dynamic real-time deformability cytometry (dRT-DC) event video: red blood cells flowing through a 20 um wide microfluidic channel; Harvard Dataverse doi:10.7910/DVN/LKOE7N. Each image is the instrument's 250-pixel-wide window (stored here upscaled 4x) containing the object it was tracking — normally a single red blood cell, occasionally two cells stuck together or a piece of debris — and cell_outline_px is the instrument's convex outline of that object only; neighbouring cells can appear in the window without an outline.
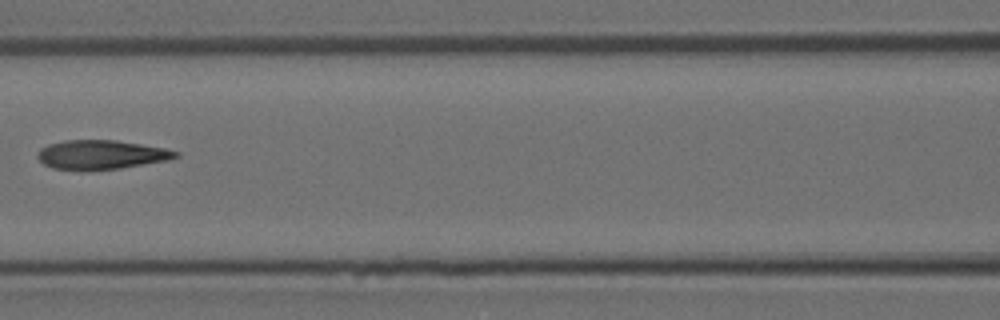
{"species": "Egyptian fruit bat (a non-hibernating species)", "species_latin": "Rousettus aegyptiacus", "temperature_condition": "room temperature", "stored_images_in_passage": 3, "camera_frame_rate_fps": 3000, "um_per_image_px": 0.085, "animal": {"sex": "female"}, "frame": {"image": 1, "passage_image": 3, "time_ms": 2.667, "image_size_px": [1000, 320], "cell_outline_px": [[180, 156], [168, 160], [120, 168], [52, 168], [44, 164], [36, 156], [40, 148], [48, 144], [64, 140], [116, 140], [164, 148], [180, 152]], "centroid_in_image_um": [8.62, 13.11], "position_along_channel_um": 158.0, "area_um2": 22.83}}